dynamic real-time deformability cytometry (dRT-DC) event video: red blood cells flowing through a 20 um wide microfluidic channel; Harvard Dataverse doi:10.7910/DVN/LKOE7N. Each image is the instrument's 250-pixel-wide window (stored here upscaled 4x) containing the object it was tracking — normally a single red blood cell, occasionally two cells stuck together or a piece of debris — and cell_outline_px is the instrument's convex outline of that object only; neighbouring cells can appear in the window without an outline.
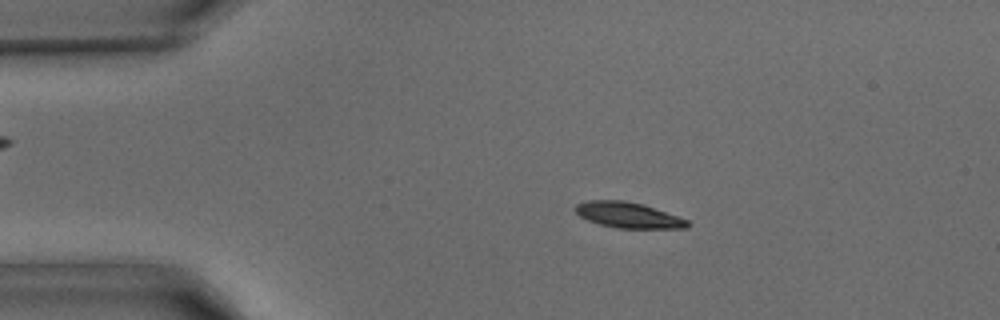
{"species": "common noctule bat (a hibernating species)", "species_latin": "Nyctalus noctula", "temperature_condition": "warm", "stored_images_in_passage": 42, "camera_frame_rate_fps": 3000, "um_per_image_px": 0.085, "animal": {"sex": "male", "body_mass_g": 15.6}, "frame": {"image": 1, "passage_image": 8, "time_ms": 2.333, "image_size_px": [1000, 320], "cell_outline_px": [[692, 224], [688, 228], [616, 228], [600, 224], [588, 220], [580, 216], [576, 212], [576, 204], [588, 200], [624, 200], [644, 204], [688, 220]], "centroid_in_image_um": [53.42, 18.28], "position_along_channel_um": 31.6, "area_um2": 16.76}}
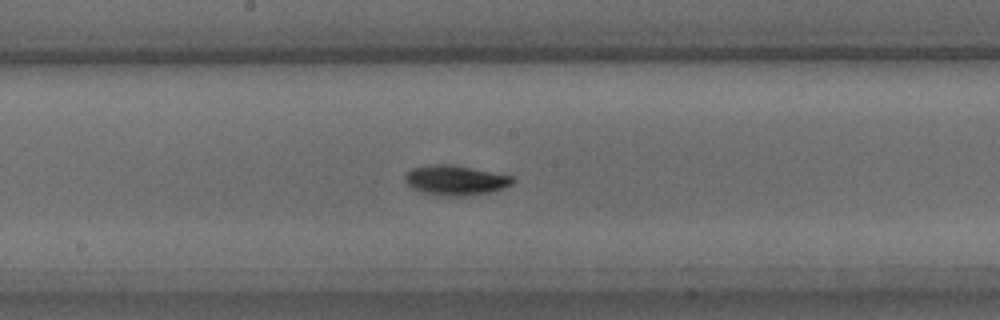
{"frame": {"image": 2, "passage_image": 22, "time_ms": 7.0, "image_size_px": [1000, 320], "cell_outline_px": [[516, 180], [512, 184], [492, 192], [464, 196], [436, 196], [412, 188], [404, 180], [404, 176], [412, 168], [432, 164], [452, 164], [512, 176]], "centroid_in_image_um": [38.71, 15.32], "position_along_channel_um": 209.5, "area_um2": 18.79}}
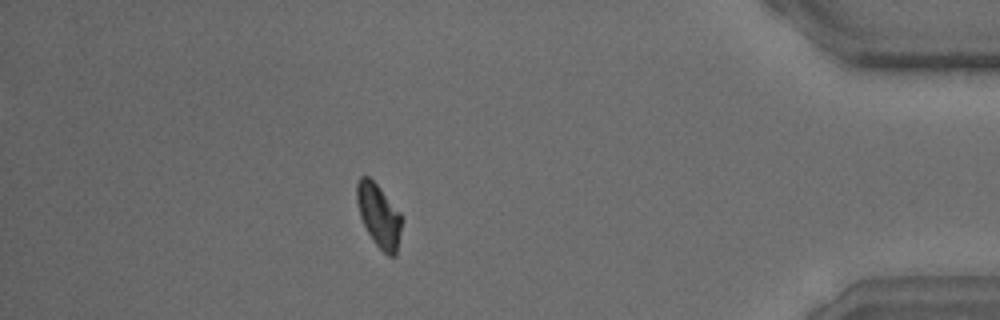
{"frame": {"image": 3, "passage_image": 37, "time_ms": 12.0, "image_size_px": [1000, 320], "cell_outline_px": [[400, 232], [396, 256], [388, 256], [372, 240], [360, 216], [356, 200], [356, 184], [360, 176], [368, 176], [380, 188], [400, 212]], "centroid_in_image_um": [32.17, 18.31], "position_along_channel_um": 403.0, "area_um2": 16.24}}